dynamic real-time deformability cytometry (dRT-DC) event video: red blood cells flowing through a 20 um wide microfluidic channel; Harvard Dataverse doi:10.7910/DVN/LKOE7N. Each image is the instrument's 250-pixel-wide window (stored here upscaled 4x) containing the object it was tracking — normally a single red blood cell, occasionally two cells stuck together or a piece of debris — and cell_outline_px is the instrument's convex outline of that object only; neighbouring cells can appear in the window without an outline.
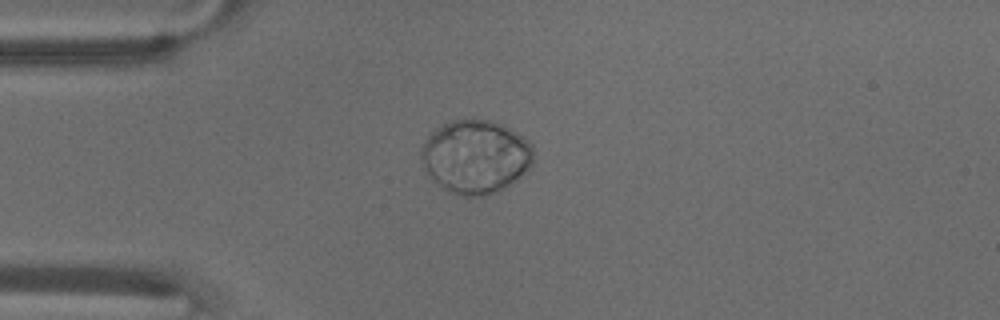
{"species": "common noctule bat (a hibernating species)", "species_latin": "Nyctalus noctula", "temperature_condition": "warm", "stored_images_in_passage": 54, "camera_frame_rate_fps": 3000, "um_per_image_px": 0.085, "animal": {"sex": "male", "body_mass_g": 18.8}, "frame": {"image": 1, "passage_image": 14, "time_ms": 4.333, "image_size_px": [1000, 320], "cell_outline_px": [[532, 164], [524, 172], [508, 184], [496, 192], [480, 196], [460, 196], [448, 192], [432, 180], [420, 156], [420, 148], [424, 140], [436, 128], [452, 120], [492, 120], [524, 136], [532, 144]], "centroid_in_image_um": [40.39, 13.31], "position_along_channel_um": 44.6, "area_um2": 47.74}}
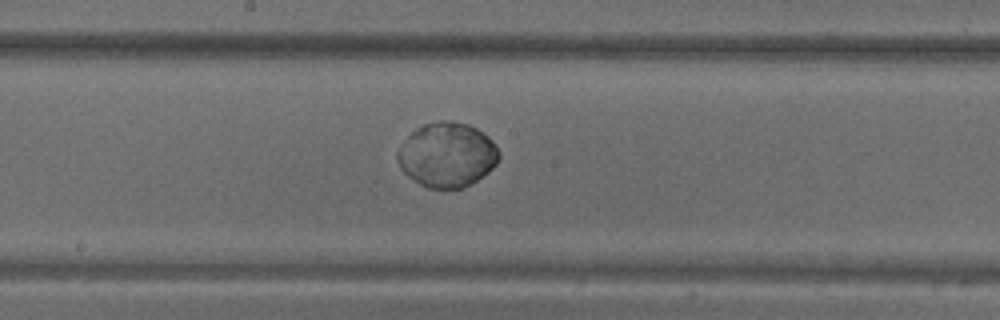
{"frame": {"image": 2, "passage_image": 29, "time_ms": 9.333, "image_size_px": [1000, 320], "cell_outline_px": [[500, 156], [496, 164], [488, 172], [472, 184], [464, 188], [428, 188], [420, 184], [408, 176], [400, 168], [396, 160], [396, 152], [408, 136], [416, 128], [424, 124], [440, 120], [452, 120], [468, 124], [476, 128], [488, 136], [492, 140], [500, 152]], "centroid_in_image_um": [38.0, 13.16], "position_along_channel_um": 210.2, "area_um2": 38.44}}
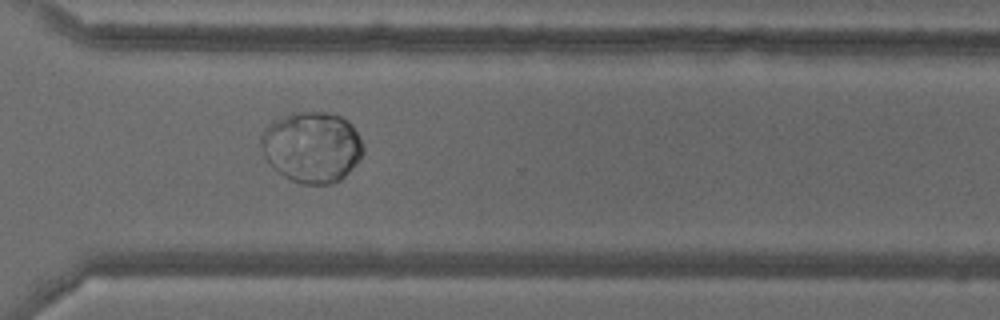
{"frame": {"image": 3, "passage_image": 40, "time_ms": 13.0, "image_size_px": [1000, 320], "cell_outline_px": [[364, 152], [360, 160], [340, 180], [332, 184], [300, 184], [284, 176], [268, 164], [264, 156], [260, 144], [260, 136], [264, 128], [272, 120], [292, 112], [328, 112], [340, 116], [348, 120], [352, 124], [364, 148]], "centroid_in_image_um": [26.48, 12.49], "position_along_channel_um": 344.1, "area_um2": 42.66}}